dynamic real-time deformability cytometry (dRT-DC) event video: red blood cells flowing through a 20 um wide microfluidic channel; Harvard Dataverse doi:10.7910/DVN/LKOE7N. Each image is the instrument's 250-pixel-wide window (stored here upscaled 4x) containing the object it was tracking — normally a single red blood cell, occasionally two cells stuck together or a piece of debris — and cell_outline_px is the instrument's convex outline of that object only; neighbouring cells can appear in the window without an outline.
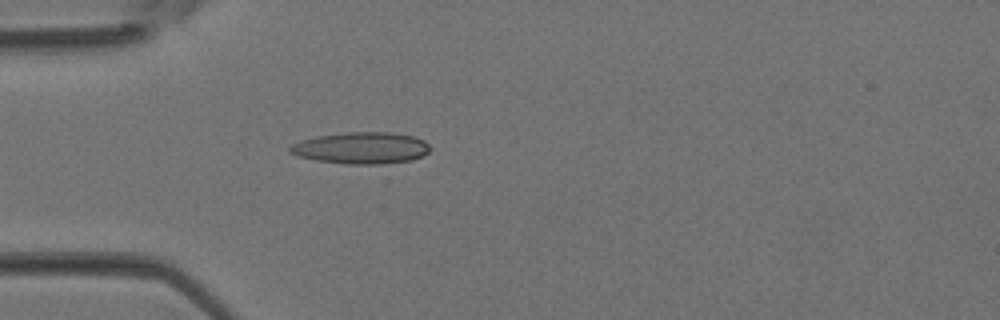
{"species": "Egyptian fruit bat (a non-hibernating species)", "species_latin": "Rousettus aegyptiacus", "temperature_condition": "room temperature", "stored_images_in_passage": 2, "camera_frame_rate_fps": 3000, "um_per_image_px": 0.085, "animal": {"sex": "female"}, "frame": {"image": 1, "passage_image": 2, "time_ms": 0.333, "image_size_px": [1000, 320], "cell_outline_px": [[432, 148], [428, 152], [412, 160], [380, 164], [348, 164], [316, 160], [300, 156], [288, 152], [288, 148], [292, 144], [300, 140], [316, 136], [348, 132], [388, 132], [416, 136], [424, 140]], "centroid_in_image_um": [30.72, 12.57], "position_along_channel_um": 54.3, "area_um2": 25.89}}